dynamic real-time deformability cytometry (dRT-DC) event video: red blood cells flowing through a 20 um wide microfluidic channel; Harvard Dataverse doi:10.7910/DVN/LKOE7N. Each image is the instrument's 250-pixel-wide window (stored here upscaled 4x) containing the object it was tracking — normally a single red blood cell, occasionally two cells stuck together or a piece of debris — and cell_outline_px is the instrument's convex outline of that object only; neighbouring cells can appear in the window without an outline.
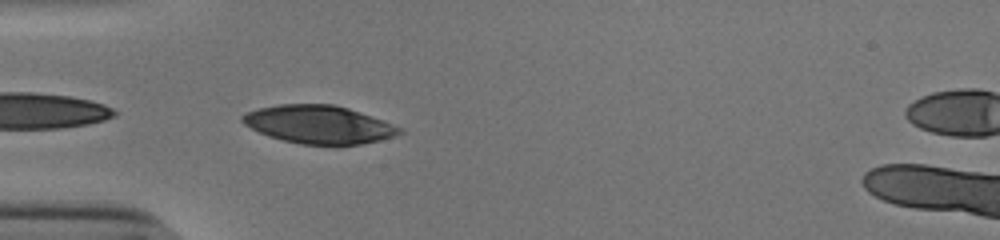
{"species": "human", "species_latin": "Homo sapiens", "temperature_condition": "cold", "stored_images_in_passage": 14, "camera_frame_rate_fps": 3000, "um_per_image_px": 0.085, "donor": {"sex": "male"}, "frame": {"image": 1, "passage_image": 1, "time_ms": 0.0, "image_size_px": [1000, 240], "cell_outline_px": [[404, 132], [380, 140], [360, 144], [336, 148], [300, 144], [268, 136], [244, 124], [240, 120], [240, 116], [248, 112], [260, 108], [280, 104], [332, 104], [348, 108], [384, 120], [404, 128]], "centroid_in_image_um": [27.15, 10.62], "position_along_channel_um": 57.9, "area_um2": 35.49}}
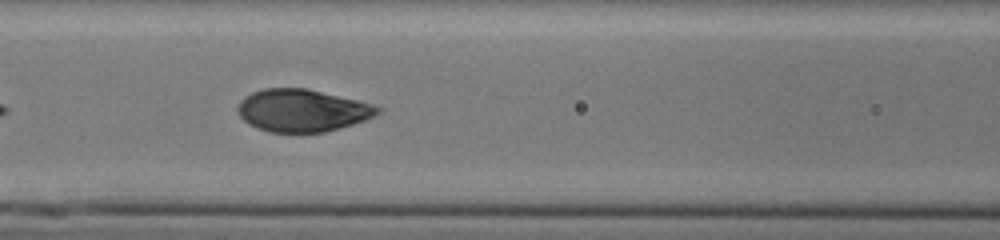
{"frame": {"image": 2, "passage_image": 8, "time_ms": 2.333, "image_size_px": [1000, 240], "cell_outline_px": [[384, 108], [380, 112], [364, 120], [352, 124], [324, 132], [268, 132], [256, 128], [248, 124], [240, 116], [236, 108], [240, 100], [244, 96], [252, 92], [264, 88], [308, 88], [372, 104]], "centroid_in_image_um": [25.65, 9.38], "position_along_channel_um": 141.0, "area_um2": 34.56}}
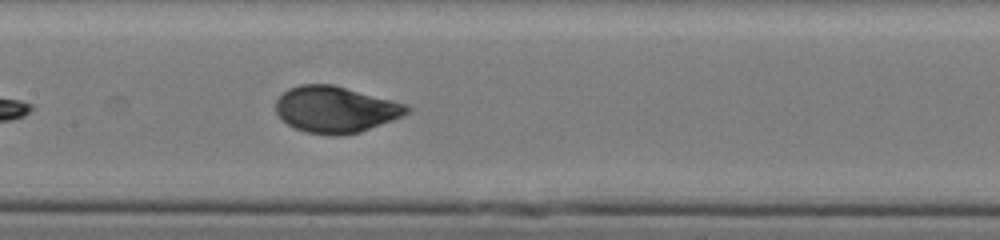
{"frame": {"image": 3, "passage_image": 11, "time_ms": 3.333, "image_size_px": [1000, 240], "cell_outline_px": [[412, 108], [408, 112], [392, 120], [360, 132], [340, 136], [332, 136], [304, 132], [288, 124], [276, 112], [276, 100], [288, 88], [300, 84], [332, 84], [408, 104]], "centroid_in_image_um": [28.52, 9.3], "position_along_channel_um": 178.9, "area_um2": 35.37}}